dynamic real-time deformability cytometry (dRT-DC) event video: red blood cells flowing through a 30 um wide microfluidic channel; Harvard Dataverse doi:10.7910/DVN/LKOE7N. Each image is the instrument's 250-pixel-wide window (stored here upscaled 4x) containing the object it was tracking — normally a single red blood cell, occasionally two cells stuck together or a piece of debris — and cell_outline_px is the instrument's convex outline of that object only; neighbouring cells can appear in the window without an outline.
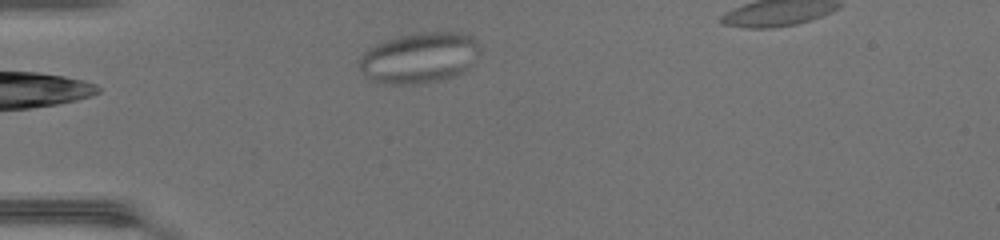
{"species": "common noctule bat (a hibernating species)", "species_latin": "Nyctalus noctula", "temperature_condition": "warm", "stored_images_in_passage": 35, "camera_frame_rate_fps": 3000, "um_per_image_px": 0.085, "animal": {"sex": "female", "body_mass_g": 17.0, "forearm_length_mm": 48.0}, "frame": {"image": 1, "passage_image": 1, "time_ms": 0.0, "image_size_px": [1000, 240], "cell_outline_px": [[480, 52], [456, 76], [420, 84], [388, 84], [372, 80], [364, 76], [360, 68], [360, 56], [368, 48], [384, 40], [396, 36], [412, 32], [460, 32], [472, 36], [476, 40], [480, 48]], "centroid_in_image_um": [35.6, 4.89], "position_along_channel_um": 49.4, "area_um2": 35.66}}
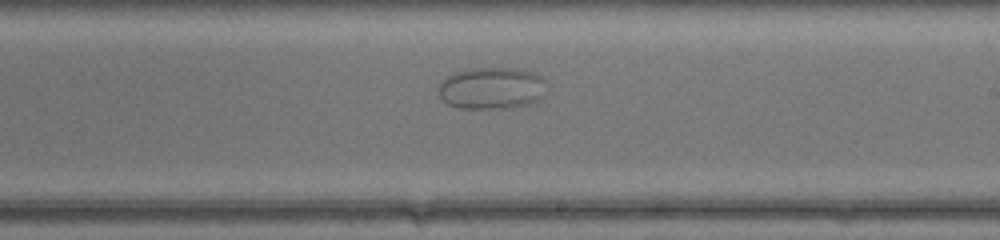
{"frame": {"image": 2, "passage_image": 17, "time_ms": 5.333, "image_size_px": [1000, 240], "cell_outline_px": [[544, 96], [528, 104], [512, 108], [460, 108], [448, 104], [436, 92], [440, 80], [444, 76], [468, 68], [516, 68], [532, 72], [540, 76], [544, 80]], "centroid_in_image_um": [41.73, 7.49], "position_along_channel_um": 247.3, "area_um2": 26.65}}
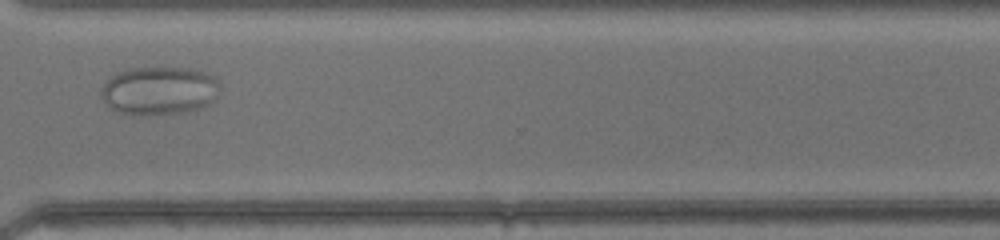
{"frame": {"image": 3, "passage_image": 25, "time_ms": 8.0, "image_size_px": [1000, 240], "cell_outline_px": [[220, 92], [208, 104], [196, 108], [180, 112], [140, 116], [132, 116], [120, 112], [112, 108], [104, 100], [100, 88], [116, 72], [128, 68], [192, 68], [204, 72], [212, 76], [216, 80], [220, 88]], "centroid_in_image_um": [13.51, 7.7], "position_along_channel_um": 357.1, "area_um2": 33.23}}